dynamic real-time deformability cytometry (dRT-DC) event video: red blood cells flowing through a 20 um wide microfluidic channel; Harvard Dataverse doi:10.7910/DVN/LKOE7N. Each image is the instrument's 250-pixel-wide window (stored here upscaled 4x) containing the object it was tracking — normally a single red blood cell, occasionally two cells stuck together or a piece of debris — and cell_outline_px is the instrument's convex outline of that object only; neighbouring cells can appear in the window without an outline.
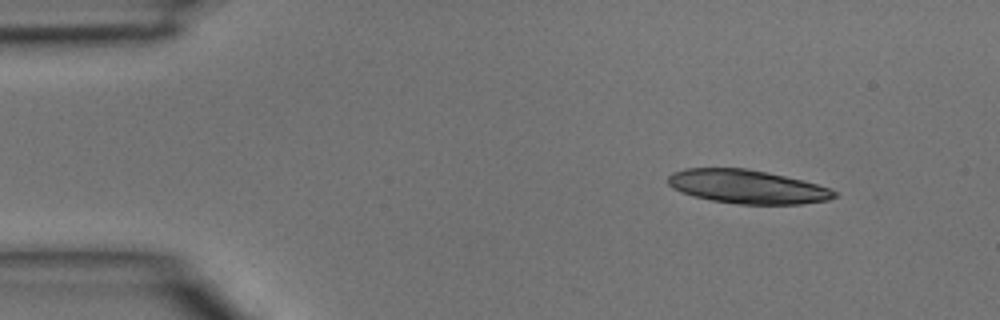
{"species": "common noctule bat (a hibernating species)", "species_latin": "Nyctalus noctula", "temperature_condition": "room temperature", "stored_images_in_passage": 2, "camera_frame_rate_fps": 3000, "um_per_image_px": 0.085, "animal": {"sex": "male", "body_mass_g": 15.6}, "frame": {"image": 1, "passage_image": 1, "time_ms": 0.0, "image_size_px": [1000, 320], "cell_outline_px": [[840, 196], [828, 200], [800, 204], [740, 204], [712, 200], [692, 196], [680, 192], [672, 188], [664, 180], [672, 172], [684, 168], [748, 168], [804, 180], [832, 188]], "centroid_in_image_um": [63.51, 15.86], "position_along_channel_um": 21.5, "area_um2": 33.06}}